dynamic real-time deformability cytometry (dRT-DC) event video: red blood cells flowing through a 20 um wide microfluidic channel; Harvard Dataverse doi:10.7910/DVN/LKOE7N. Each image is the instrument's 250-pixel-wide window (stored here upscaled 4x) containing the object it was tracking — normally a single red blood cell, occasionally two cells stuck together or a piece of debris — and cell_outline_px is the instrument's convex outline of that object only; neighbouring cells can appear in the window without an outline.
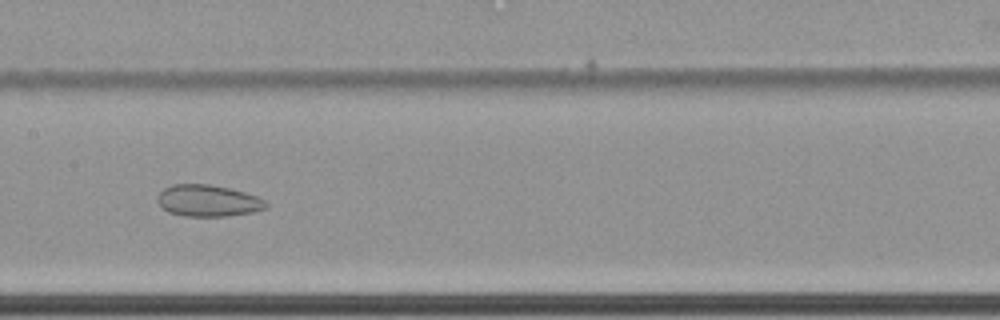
{"species": "common noctule bat (a hibernating species)", "species_latin": "Nyctalus noctula", "temperature_condition": "cold", "stored_images_in_passage": 66, "camera_frame_rate_fps": 3000, "um_per_image_px": 0.085, "animal": {"sex": "female", "body_mass_g": 22.7, "forearm_length_mm": 54.2}, "frame": {"image": 1, "passage_image": 37, "time_ms": 12.0, "image_size_px": [1000, 320], "cell_outline_px": [[268, 208], [252, 212], [224, 216], [184, 216], [168, 212], [156, 200], [160, 192], [164, 188], [172, 184], [212, 184], [232, 188], [256, 196], [264, 200], [268, 204]], "centroid_in_image_um": [17.69, 17.05], "position_along_channel_um": 189.7, "area_um2": 20.06}}
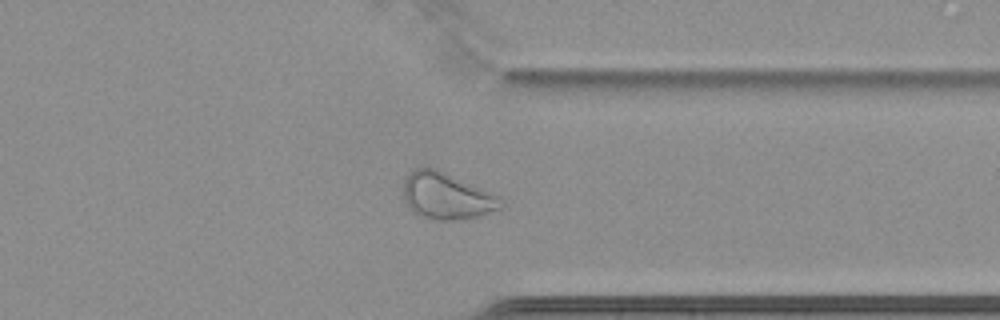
{"frame": {"image": 2, "passage_image": 53, "time_ms": 17.333, "image_size_px": [1000, 320], "cell_outline_px": [[504, 208], [480, 216], [452, 220], [436, 220], [420, 216], [412, 212], [404, 200], [404, 180], [416, 168], [436, 168], [488, 192], [496, 196], [504, 204]], "centroid_in_image_um": [37.94, 16.69], "position_along_channel_um": 373.5, "area_um2": 26.01}}
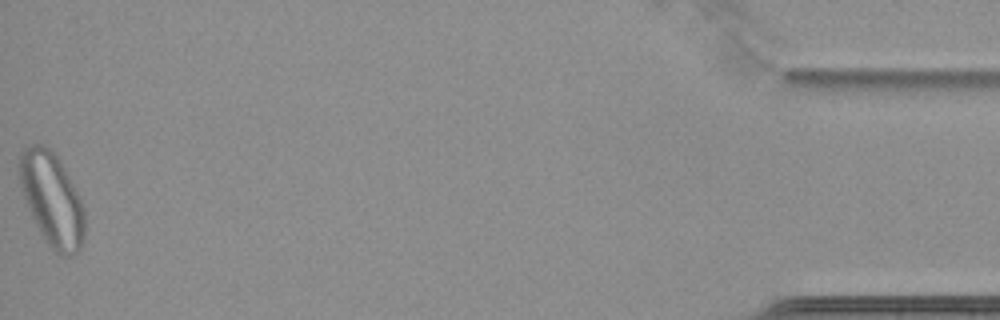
{"frame": {"image": 3, "passage_image": 66, "time_ms": 21.667, "image_size_px": [1000, 320], "cell_outline_px": [[84, 236], [80, 248], [72, 256], [60, 256], [48, 244], [40, 232], [32, 216], [24, 196], [20, 184], [20, 152], [24, 148], [32, 144], [40, 144], [48, 148], [56, 156], [64, 168], [84, 208]], "centroid_in_image_um": [4.42, 16.97], "position_along_channel_um": 430.8, "area_um2": 34.68}}